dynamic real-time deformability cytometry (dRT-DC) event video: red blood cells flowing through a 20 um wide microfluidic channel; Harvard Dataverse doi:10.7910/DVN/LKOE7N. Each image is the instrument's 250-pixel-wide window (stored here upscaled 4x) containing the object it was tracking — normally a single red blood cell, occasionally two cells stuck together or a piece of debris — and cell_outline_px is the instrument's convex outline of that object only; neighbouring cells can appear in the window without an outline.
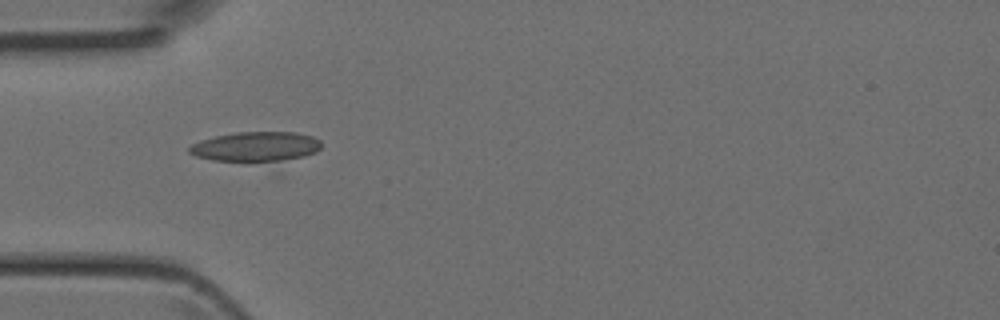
{"species": "Egyptian fruit bat (a non-hibernating species)", "species_latin": "Rousettus aegyptiacus", "temperature_condition": "room temperature", "stored_images_in_passage": 4, "camera_frame_rate_fps": 3000, "um_per_image_px": 0.085, "animal": {"sex": "female"}, "frame": {"image": 1, "passage_image": 2, "time_ms": 0.333, "image_size_px": [1000, 320], "cell_outline_px": [[320, 148], [316, 152], [304, 156], [280, 160], [248, 164], [212, 160], [196, 156], [188, 152], [188, 148], [192, 144], [200, 140], [216, 136], [236, 132], [296, 132], [312, 136], [320, 140]], "centroid_in_image_um": [21.7, 12.49], "position_along_channel_um": 63.3, "area_um2": 23.41}}